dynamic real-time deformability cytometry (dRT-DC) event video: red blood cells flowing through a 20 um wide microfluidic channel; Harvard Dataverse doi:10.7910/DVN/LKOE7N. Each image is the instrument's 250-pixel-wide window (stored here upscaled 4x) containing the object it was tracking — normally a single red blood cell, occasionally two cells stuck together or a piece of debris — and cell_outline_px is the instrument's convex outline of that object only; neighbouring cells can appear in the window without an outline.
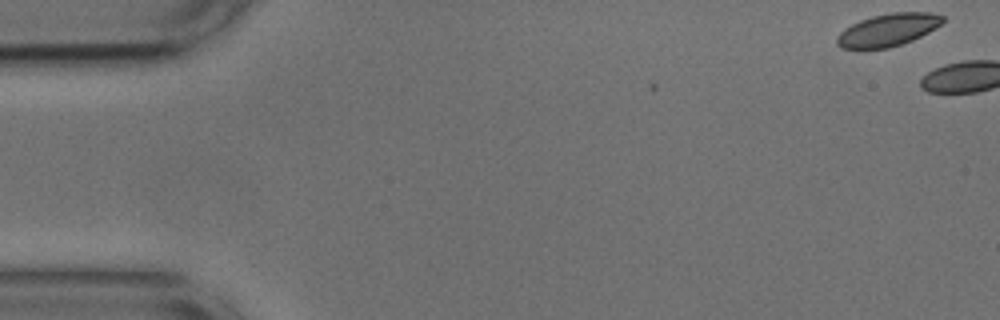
{"species": "common noctule bat (a hibernating species)", "species_latin": "Nyctalus noctula", "temperature_condition": "cold", "stored_images_in_passage": 3, "camera_frame_rate_fps": 3000, "um_per_image_px": 0.085, "animal": {"sex": "male", "body_mass_g": 17.9, "forearm_length_mm": 54.2}, "frame": {"image": 1, "passage_image": 1, "time_ms": 0.0, "image_size_px": [1000, 320], "cell_outline_px": [[944, 20], [936, 28], [912, 40], [888, 48], [840, 48], [836, 44], [836, 36], [844, 28], [860, 20], [872, 16], [892, 12], [928, 12], [944, 16]], "centroid_in_image_um": [75.45, 2.53], "position_along_channel_um": 9.5, "area_um2": 19.94}}